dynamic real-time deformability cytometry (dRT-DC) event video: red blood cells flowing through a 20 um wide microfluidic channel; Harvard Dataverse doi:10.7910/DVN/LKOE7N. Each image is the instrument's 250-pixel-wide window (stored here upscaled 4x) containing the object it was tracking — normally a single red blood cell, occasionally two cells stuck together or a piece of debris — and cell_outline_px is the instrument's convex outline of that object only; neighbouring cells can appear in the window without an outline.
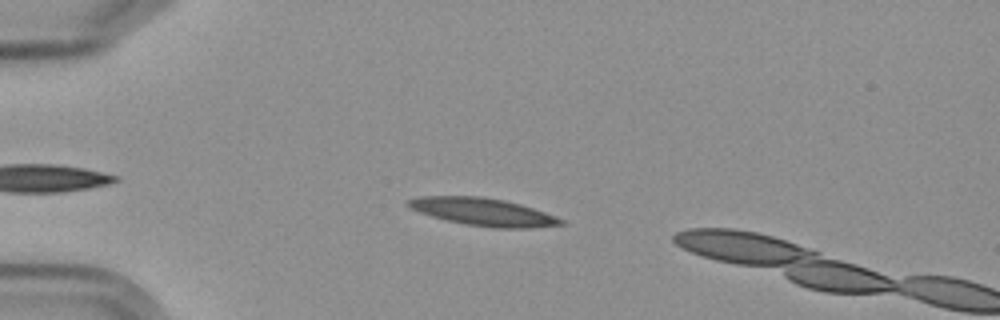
{"species": "Egyptian fruit bat (a non-hibernating species)", "species_latin": "Rousettus aegyptiacus", "temperature_condition": "cold", "stored_images_in_passage": 4, "camera_frame_rate_fps": 3000, "um_per_image_px": 0.085, "frame": {"image": 1, "passage_image": 3, "time_ms": 2.667, "image_size_px": [1000, 320], "cell_outline_px": [[564, 224], [528, 228], [492, 228], [468, 224], [448, 220], [432, 216], [420, 212], [404, 204], [408, 200], [420, 196], [484, 196], [504, 200], [520, 204], [556, 216], [564, 220]], "centroid_in_image_um": [41.07, 18.0], "position_along_channel_um": 43.9, "area_um2": 24.33}}